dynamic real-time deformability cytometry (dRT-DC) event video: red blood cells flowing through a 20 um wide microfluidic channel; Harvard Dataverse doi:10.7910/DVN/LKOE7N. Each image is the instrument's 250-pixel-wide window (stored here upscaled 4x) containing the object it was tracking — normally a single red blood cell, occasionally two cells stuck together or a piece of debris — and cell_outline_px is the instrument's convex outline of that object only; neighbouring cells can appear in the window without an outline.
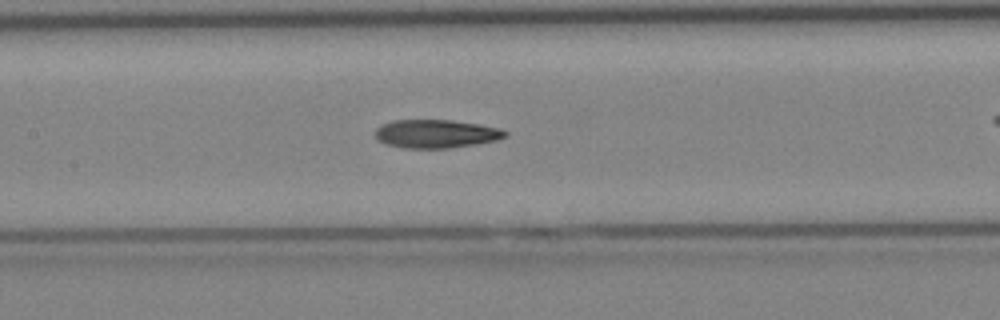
{"species": "Egyptian fruit bat (a non-hibernating species)", "species_latin": "Rousettus aegyptiacus", "temperature_condition": "cold", "stored_images_in_passage": 33, "camera_frame_rate_fps": 3000, "um_per_image_px": 0.085, "animal": {"sex": "female"}, "frame": {"image": 1, "passage_image": 19, "time_ms": 6.0, "image_size_px": [1000, 320], "cell_outline_px": [[508, 136], [496, 140], [476, 144], [448, 148], [404, 148], [388, 144], [380, 140], [376, 136], [376, 128], [380, 124], [392, 120], [452, 120], [480, 124], [500, 128], [508, 132]], "centroid_in_image_um": [37.09, 11.36], "position_along_channel_um": 170.3, "area_um2": 21.5}}